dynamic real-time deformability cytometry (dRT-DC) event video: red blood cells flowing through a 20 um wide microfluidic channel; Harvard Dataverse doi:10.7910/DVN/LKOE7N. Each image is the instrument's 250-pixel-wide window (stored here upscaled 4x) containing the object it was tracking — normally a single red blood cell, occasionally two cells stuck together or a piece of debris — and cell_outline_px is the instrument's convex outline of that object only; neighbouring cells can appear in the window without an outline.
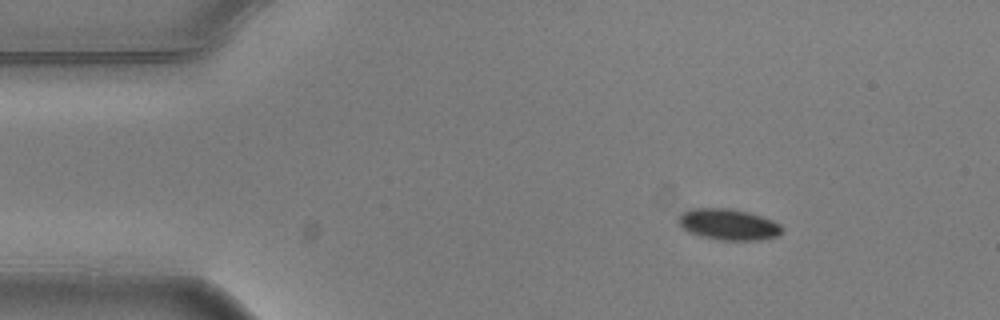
{"species": "common noctule bat (a hibernating species)", "species_latin": "Nyctalus noctula", "temperature_condition": "warm", "stored_images_in_passage": 3, "camera_frame_rate_fps": 3000, "um_per_image_px": 0.085, "animal": {"sex": "male", "body_mass_g": 20.5, "forearm_length_mm": 52.5}, "frame": {"image": 1, "passage_image": 1, "time_ms": 0.0, "image_size_px": [1000, 320], "cell_outline_px": [[784, 232], [776, 236], [760, 240], [720, 240], [700, 236], [688, 232], [676, 220], [680, 212], [692, 208], [732, 208], [748, 212], [772, 220], [780, 224], [784, 228]], "centroid_in_image_um": [61.9, 19.07], "position_along_channel_um": 23.1, "area_um2": 19.02}}